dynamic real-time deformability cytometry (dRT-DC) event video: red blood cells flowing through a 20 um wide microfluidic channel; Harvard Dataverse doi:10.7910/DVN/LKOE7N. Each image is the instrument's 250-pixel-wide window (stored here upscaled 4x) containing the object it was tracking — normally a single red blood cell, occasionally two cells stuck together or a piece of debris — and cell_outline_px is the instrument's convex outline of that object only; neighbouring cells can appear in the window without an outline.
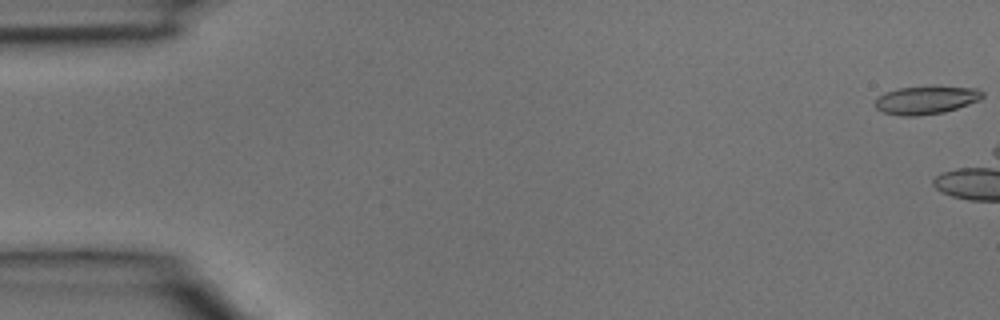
{"species": "common noctule bat (a hibernating species)", "species_latin": "Nyctalus noctula", "temperature_condition": "room temperature", "stored_images_in_passage": 6, "camera_frame_rate_fps": 3000, "um_per_image_px": 0.085, "animal": {"sex": "male", "body_mass_g": 15.6}, "frame": {"image": 1, "passage_image": 1, "time_ms": 0.0, "image_size_px": [1000, 320], "cell_outline_px": [[984, 96], [980, 100], [944, 112], [916, 116], [900, 116], [884, 112], [876, 108], [872, 104], [884, 92], [900, 88], [976, 88], [984, 92]], "centroid_in_image_um": [78.68, 8.53], "position_along_channel_um": 6.3, "area_um2": 17.05}}